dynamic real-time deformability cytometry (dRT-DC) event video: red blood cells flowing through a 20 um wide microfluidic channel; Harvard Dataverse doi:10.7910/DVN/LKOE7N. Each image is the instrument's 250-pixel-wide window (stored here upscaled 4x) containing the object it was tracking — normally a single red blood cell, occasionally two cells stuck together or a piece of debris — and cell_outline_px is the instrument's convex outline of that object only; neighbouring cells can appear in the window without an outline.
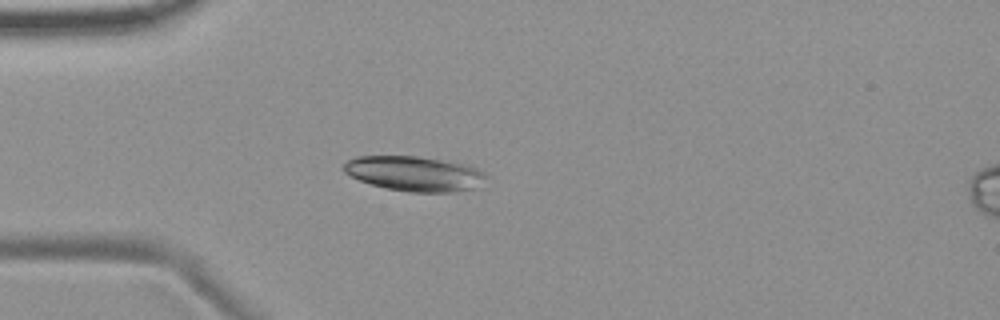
{"species": "common noctule bat (a hibernating species)", "species_latin": "Nyctalus noctula", "temperature_condition": "room temperature", "stored_images_in_passage": 4, "camera_frame_rate_fps": 3000, "um_per_image_px": 0.085, "animal": {"sex": "female", "body_mass_g": 19.9}, "frame": {"image": 1, "passage_image": 4, "time_ms": 4.333, "image_size_px": [1000, 320], "cell_outline_px": [[488, 176], [480, 188], [456, 192], [408, 192], [384, 188], [360, 180], [344, 172], [340, 168], [348, 160], [356, 156], [416, 156], [440, 160], [460, 164], [476, 168], [484, 172]], "centroid_in_image_um": [35.24, 14.78], "position_along_channel_um": 49.8, "area_um2": 29.07}}